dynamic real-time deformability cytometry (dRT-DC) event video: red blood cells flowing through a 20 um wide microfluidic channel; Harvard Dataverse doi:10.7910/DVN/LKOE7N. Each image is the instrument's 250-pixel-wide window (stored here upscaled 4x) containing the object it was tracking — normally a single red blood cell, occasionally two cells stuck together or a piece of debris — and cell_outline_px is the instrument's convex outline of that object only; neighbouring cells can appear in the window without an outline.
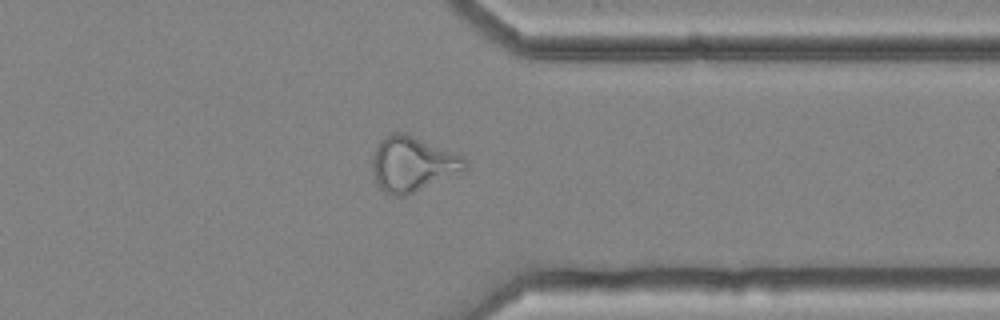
{"species": "common noctule bat (a hibernating species)", "species_latin": "Nyctalus noctula", "temperature_condition": "cold", "stored_images_in_passage": 47, "camera_frame_rate_fps": 3000, "um_per_image_px": 0.085, "animal": {"sex": "female", "body_mass_g": 25.1}, "frame": {"image": 1, "passage_image": 34, "time_ms": 11.0, "image_size_px": [1000, 320], "cell_outline_px": [[468, 164], [464, 168], [404, 196], [388, 196], [376, 184], [372, 168], [372, 156], [380, 140], [392, 132], [404, 132], [464, 156], [468, 160]], "centroid_in_image_um": [34.99, 13.92], "position_along_channel_um": 376.4, "area_um2": 29.13}}